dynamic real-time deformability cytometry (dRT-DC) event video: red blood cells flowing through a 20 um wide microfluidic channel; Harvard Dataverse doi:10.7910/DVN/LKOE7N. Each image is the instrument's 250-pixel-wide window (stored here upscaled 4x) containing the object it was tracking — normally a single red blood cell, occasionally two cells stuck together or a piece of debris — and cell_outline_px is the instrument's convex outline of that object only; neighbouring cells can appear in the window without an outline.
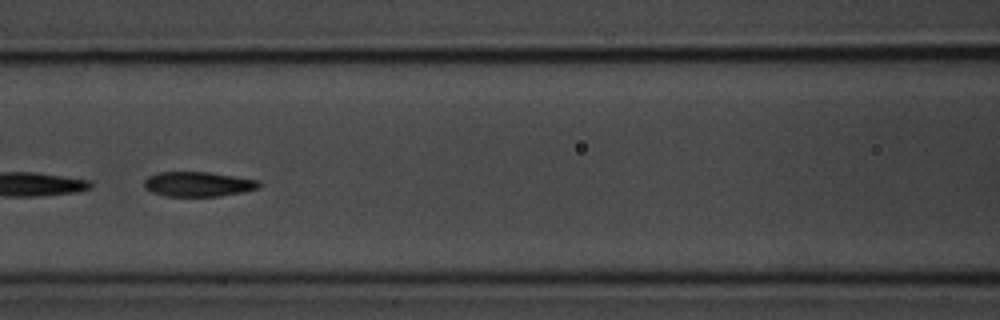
{"species": "common noctule bat (a hibernating species)", "species_latin": "Nyctalus noctula", "temperature_condition": "room temperature", "stored_images_in_passage": 39, "segment_of_instrument_passage": [2, 2], "camera_frame_rate_fps": 3000, "um_per_image_px": 0.085, "animal": {"sex": "male", "body_mass_g": 20.1, "forearm_length_mm": 53.5}, "frame": {"image": 1, "passage_image": 24, "time_ms": 7.667, "image_size_px": [1000, 320], "cell_outline_px": [[260, 188], [220, 196], [168, 196], [152, 192], [144, 188], [144, 180], [148, 176], [160, 172], [208, 172], [260, 180]], "centroid_in_image_um": [16.84, 15.65], "position_along_channel_um": 149.8, "area_um2": 16.53}}